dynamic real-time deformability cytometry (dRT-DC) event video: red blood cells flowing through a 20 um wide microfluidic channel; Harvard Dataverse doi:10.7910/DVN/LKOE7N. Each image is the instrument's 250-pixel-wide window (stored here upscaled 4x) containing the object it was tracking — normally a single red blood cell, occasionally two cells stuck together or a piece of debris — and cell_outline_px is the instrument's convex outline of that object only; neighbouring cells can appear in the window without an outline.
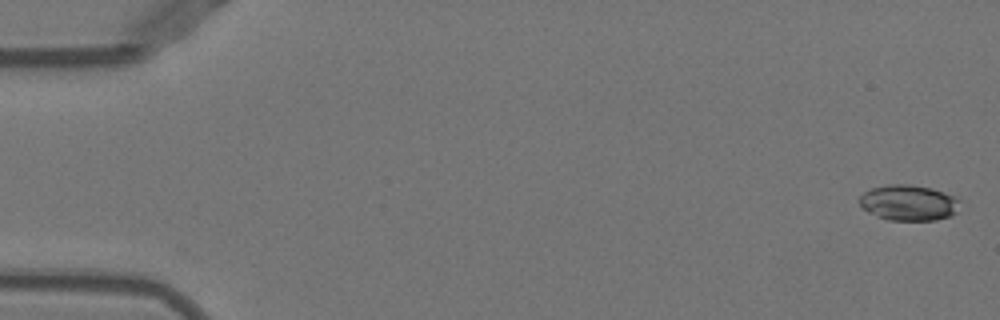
{"species": "Egyptian fruit bat (a non-hibernating species)", "species_latin": "Rousettus aegyptiacus", "temperature_condition": "warm", "stored_images_in_passage": 50, "camera_frame_rate_fps": 3000, "um_per_image_px": 0.085, "animal": {"sex": "female"}, "frame": {"image": 1, "passage_image": 1, "time_ms": 0.0, "image_size_px": [1000, 320], "cell_outline_px": [[960, 200], [956, 212], [948, 216], [936, 220], [888, 220], [876, 216], [868, 212], [860, 204], [860, 196], [864, 192], [872, 188], [888, 184], [908, 184], [932, 188], [956, 196]], "centroid_in_image_um": [77.24, 17.22], "position_along_channel_um": 7.8, "area_um2": 20.87}}
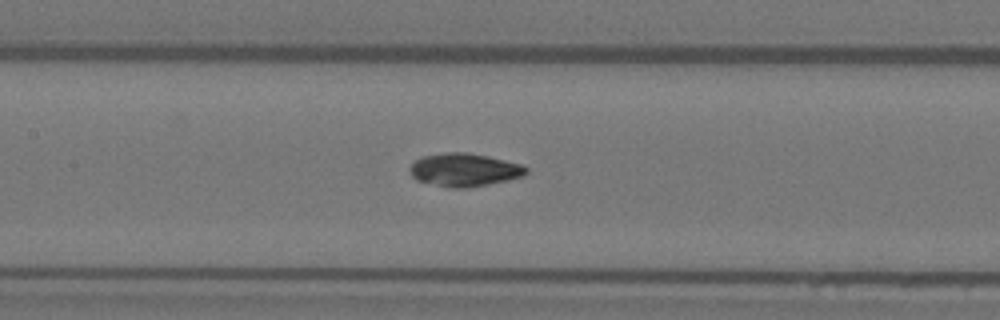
{"frame": {"image": 2, "passage_image": 24, "time_ms": 7.667, "image_size_px": [1000, 320], "cell_outline_px": [[528, 172], [524, 176], [508, 180], [488, 184], [464, 188], [452, 188], [416, 180], [412, 176], [408, 168], [416, 160], [424, 156], [448, 152], [464, 152], [488, 156], [520, 164], [528, 168]], "centroid_in_image_um": [39.48, 14.44], "position_along_channel_um": 167.9, "area_um2": 22.25}}
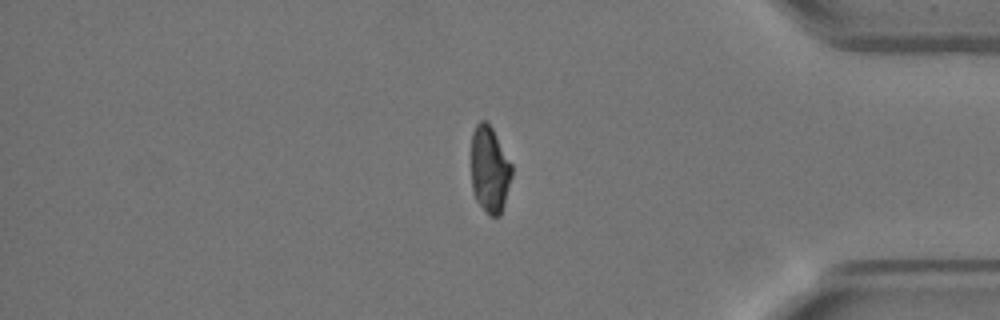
{"frame": {"image": 3, "passage_image": 43, "time_ms": 14.0, "image_size_px": [1000, 320], "cell_outline_px": [[512, 176], [504, 204], [500, 216], [492, 216], [476, 200], [472, 192], [472, 132], [476, 124], [480, 120], [484, 120], [492, 128], [512, 164]], "centroid_in_image_um": [41.62, 14.39], "position_along_channel_um": 393.6, "area_um2": 20.29}, "authors_computed_cell_mechanics": {"area_um2": 21.4727, "velocity_mm_per_s": 3.9744, "shape_relaxation_time_tau1_ms": null, "shape_relaxation_time_tau2_ms": 2.9925, "deformation_change_tau1": null, "deformation_change_tau2": 0.0797}}